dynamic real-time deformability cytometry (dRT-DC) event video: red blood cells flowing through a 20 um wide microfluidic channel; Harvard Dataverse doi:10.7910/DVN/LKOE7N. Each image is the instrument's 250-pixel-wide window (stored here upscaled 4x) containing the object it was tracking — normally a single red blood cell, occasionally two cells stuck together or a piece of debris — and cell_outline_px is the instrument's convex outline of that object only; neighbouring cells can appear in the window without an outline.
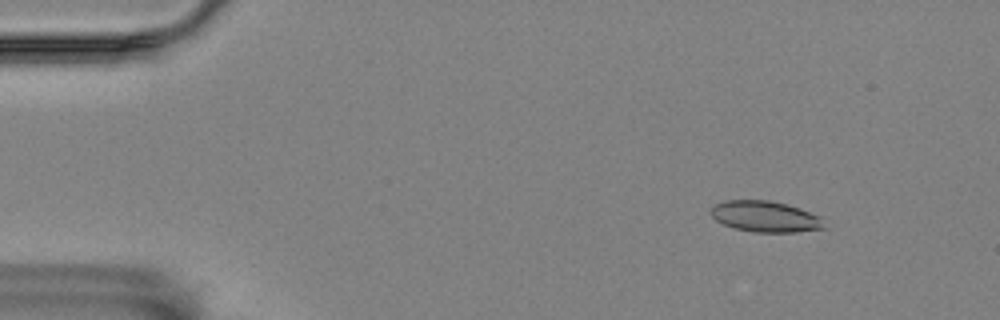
{"species": "Egyptian fruit bat (a non-hibernating species)", "species_latin": "Rousettus aegyptiacus", "temperature_condition": "room temperature", "stored_images_in_passage": 18, "camera_frame_rate_fps": 3000, "um_per_image_px": 0.085, "animal": {"sex": "female"}, "frame": {"image": 1, "passage_image": 7, "time_ms": 2.0, "image_size_px": [1000, 320], "cell_outline_px": [[828, 228], [796, 232], [752, 232], [736, 228], [724, 224], [716, 220], [712, 216], [712, 208], [716, 204], [724, 200], [768, 200], [800, 208], [820, 216]], "centroid_in_image_um": [65.1, 18.41], "position_along_channel_um": 19.9, "area_um2": 20.4}}
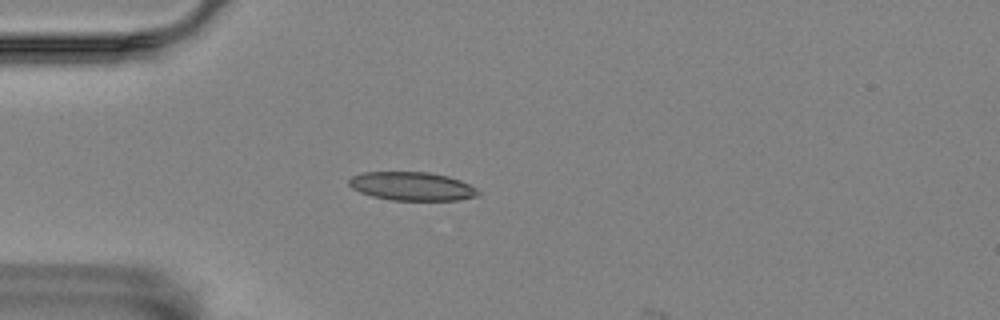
{"frame": {"image": 2, "passage_image": 16, "time_ms": 5.0, "image_size_px": [1000, 320], "cell_outline_px": [[480, 192], [476, 196], [460, 200], [392, 200], [372, 196], [360, 192], [352, 188], [348, 184], [348, 180], [352, 176], [364, 172], [428, 172], [448, 176], [460, 180], [476, 188]], "centroid_in_image_um": [35.01, 15.83], "position_along_channel_um": 50.0, "area_um2": 21.44}}